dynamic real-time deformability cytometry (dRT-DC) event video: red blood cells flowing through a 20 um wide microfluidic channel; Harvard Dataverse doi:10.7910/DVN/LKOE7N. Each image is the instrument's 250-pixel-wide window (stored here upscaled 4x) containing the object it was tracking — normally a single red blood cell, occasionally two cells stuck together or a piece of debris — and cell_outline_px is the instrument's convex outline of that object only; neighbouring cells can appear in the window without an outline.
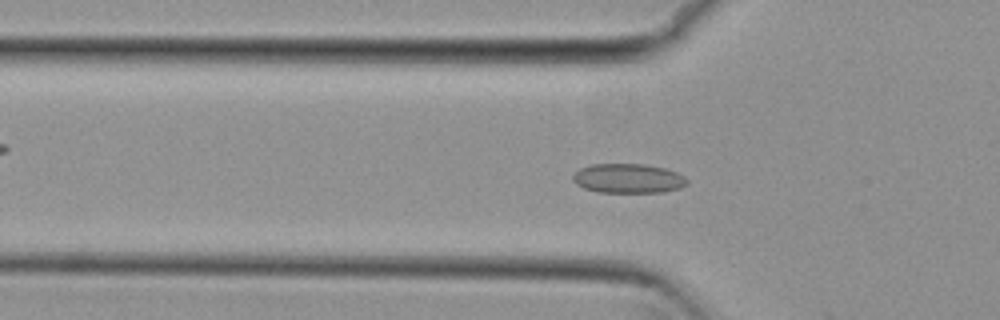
{"species": "common noctule bat (a hibernating species)", "species_latin": "Nyctalus noctula", "temperature_condition": "cold", "stored_images_in_passage": 53, "camera_frame_rate_fps": 3000, "um_per_image_px": 0.085, "animal": {"sex": "female", "body_mass_g": 29.2, "forearm_length_mm": 56.3}, "frame": {"image": 1, "passage_image": 17, "time_ms": 5.333, "image_size_px": [1000, 320], "cell_outline_px": [[688, 184], [680, 188], [664, 192], [600, 192], [584, 188], [576, 184], [572, 180], [572, 176], [580, 168], [592, 164], [644, 164], [664, 168], [676, 172], [684, 176], [688, 180]], "centroid_in_image_um": [53.4, 15.16], "position_along_channel_um": 72.4, "area_um2": 19.59}}
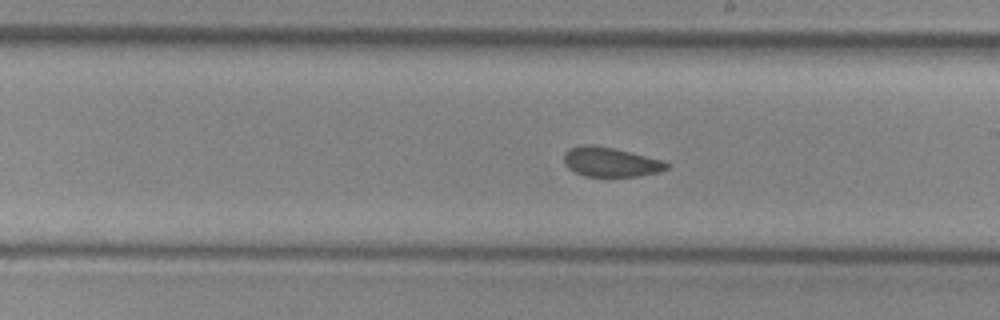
{"frame": {"image": 2, "passage_image": 30, "time_ms": 9.667, "image_size_px": [1000, 320], "cell_outline_px": [[668, 168], [660, 172], [640, 176], [584, 176], [568, 168], [564, 164], [564, 152], [568, 148], [584, 144], [596, 144], [660, 160], [668, 164]], "centroid_in_image_um": [51.83, 13.77], "position_along_channel_um": 237.2, "area_um2": 17.51}}
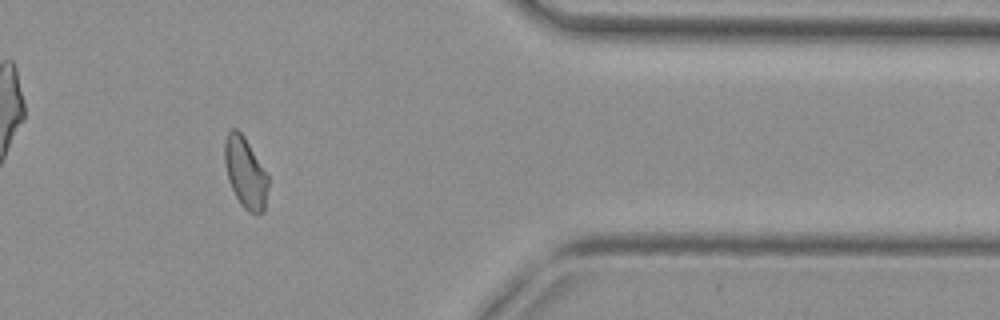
{"frame": {"image": 3, "passage_image": 44, "time_ms": 14.333, "image_size_px": [1000, 320], "cell_outline_px": [[268, 188], [264, 212], [248, 212], [240, 204], [228, 180], [224, 160], [224, 140], [228, 132], [232, 128], [236, 128], [244, 136], [268, 176]], "centroid_in_image_um": [20.84, 14.67], "position_along_channel_um": 390.6, "area_um2": 17.8}, "authors_computed_cell_mechanics": {"area_um2": 18.496, "velocity_mm_per_s": 3.7958, "shape_relaxation_time_tau1_ms": null, "shape_relaxation_time_tau2_ms": 1.3327, "deformation_change_tau1": null, "deformation_change_tau2": 0.0668}}